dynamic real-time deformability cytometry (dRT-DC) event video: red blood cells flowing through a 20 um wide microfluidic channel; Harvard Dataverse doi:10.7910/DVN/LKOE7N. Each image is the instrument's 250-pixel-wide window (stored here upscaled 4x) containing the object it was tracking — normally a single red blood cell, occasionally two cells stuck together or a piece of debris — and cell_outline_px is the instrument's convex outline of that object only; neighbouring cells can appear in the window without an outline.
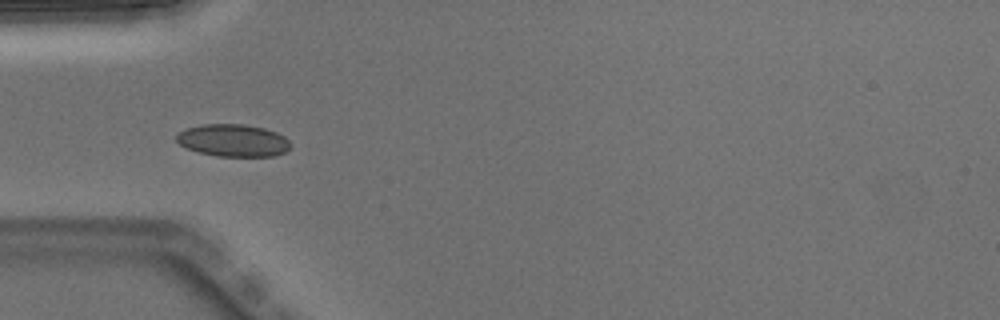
{"species": "Egyptian fruit bat (a non-hibernating species)", "species_latin": "Rousettus aegyptiacus", "temperature_condition": "warm", "stored_images_in_passage": 8, "camera_frame_rate_fps": 3000, "um_per_image_px": 0.085, "animal": {"sex": "male"}, "frame": {"image": 1, "passage_image": 5, "time_ms": 1.333, "image_size_px": [1000, 320], "cell_outline_px": [[292, 144], [284, 152], [272, 156], [216, 156], [200, 152], [188, 148], [180, 144], [176, 140], [176, 136], [180, 132], [188, 128], [204, 124], [244, 124], [264, 128], [276, 132], [284, 136]], "centroid_in_image_um": [19.84, 11.93], "position_along_channel_um": 65.2, "area_um2": 21.27}}
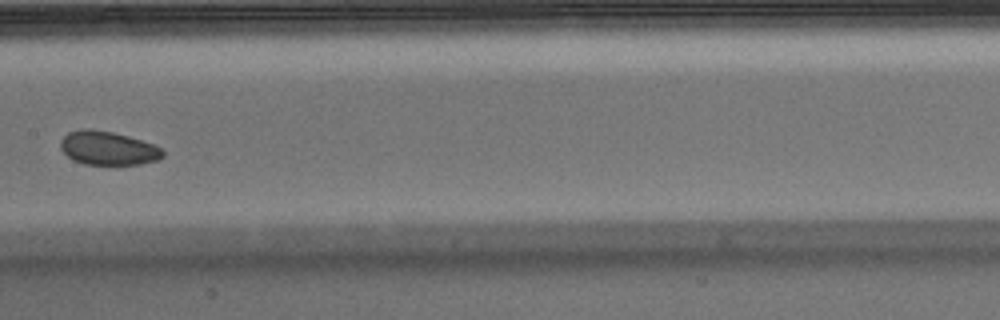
{"frame": {"image": 2, "passage_image": 8, "time_ms": 2.333, "image_size_px": [1000, 320], "cell_outline_px": [[164, 156], [160, 160], [140, 164], [84, 164], [72, 160], [60, 148], [60, 140], [68, 132], [84, 128], [88, 128], [112, 132], [128, 136], [152, 144], [160, 148], [164, 152]], "centroid_in_image_um": [9.16, 12.59], "position_along_channel_um": 198.2, "area_um2": 20.06}}